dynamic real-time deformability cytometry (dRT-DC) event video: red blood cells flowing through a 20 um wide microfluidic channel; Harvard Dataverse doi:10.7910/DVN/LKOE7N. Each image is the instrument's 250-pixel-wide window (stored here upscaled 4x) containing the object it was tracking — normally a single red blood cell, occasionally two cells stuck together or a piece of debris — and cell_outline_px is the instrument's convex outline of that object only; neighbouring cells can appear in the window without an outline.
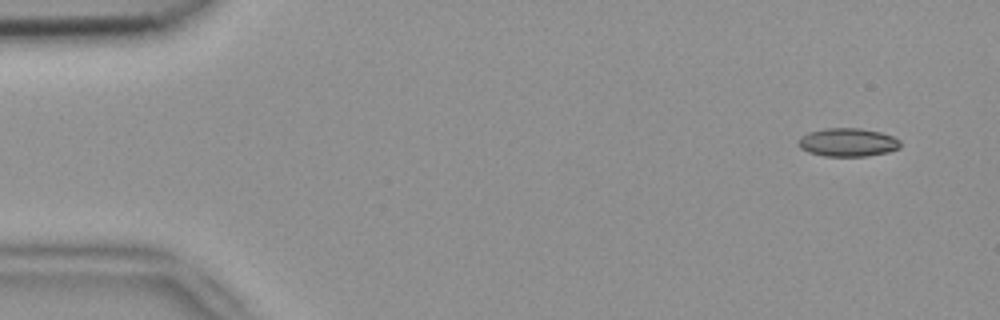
{"species": "common noctule bat (a hibernating species)", "species_latin": "Nyctalus noctula", "temperature_condition": "room temperature", "stored_images_in_passage": 4, "camera_frame_rate_fps": 3000, "um_per_image_px": 0.085, "animal": {"sex": "female", "body_mass_g": 18.4}, "frame": {"image": 1, "passage_image": 1, "time_ms": 0.0, "image_size_px": [1000, 320], "cell_outline_px": [[900, 148], [888, 152], [868, 156], [824, 156], [808, 152], [800, 148], [796, 144], [800, 136], [808, 132], [824, 128], [860, 128], [880, 132], [892, 136], [900, 140]], "centroid_in_image_um": [72.03, 12.1], "position_along_channel_um": 13.0, "area_um2": 17.05}}